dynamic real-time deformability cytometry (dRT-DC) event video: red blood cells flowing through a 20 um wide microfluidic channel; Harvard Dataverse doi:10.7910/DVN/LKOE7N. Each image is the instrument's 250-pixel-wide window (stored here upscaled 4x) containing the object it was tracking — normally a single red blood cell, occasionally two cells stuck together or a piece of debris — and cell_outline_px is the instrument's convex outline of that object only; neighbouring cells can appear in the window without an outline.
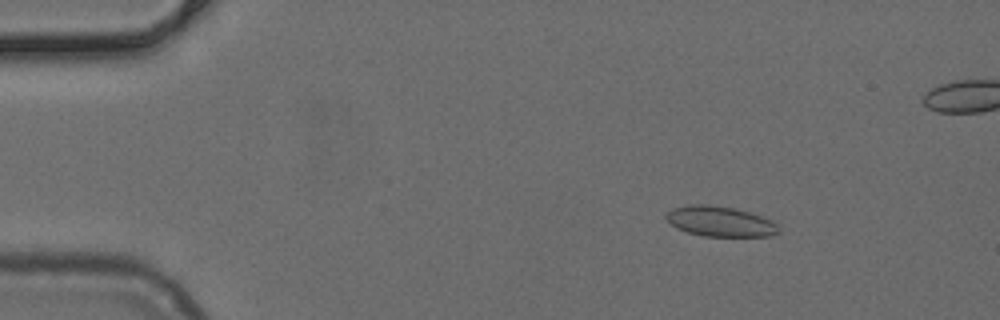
{"species": "common noctule bat (a hibernating species)", "species_latin": "Nyctalus noctula", "temperature_condition": "cold", "stored_images_in_passage": 52, "camera_frame_rate_fps": 3000, "um_per_image_px": 0.085, "animal": {"sex": "female", "body_mass_g": 24.6, "forearm_length_mm": 56.2}, "frame": {"image": 1, "passage_image": 8, "time_ms": 2.333, "image_size_px": [1000, 320], "cell_outline_px": [[780, 232], [772, 236], [704, 236], [688, 232], [676, 228], [664, 216], [672, 208], [692, 204], [708, 204], [732, 208], [748, 212], [772, 220], [780, 228]], "centroid_in_image_um": [61.22, 18.82], "position_along_channel_um": 23.8, "area_um2": 19.71}}
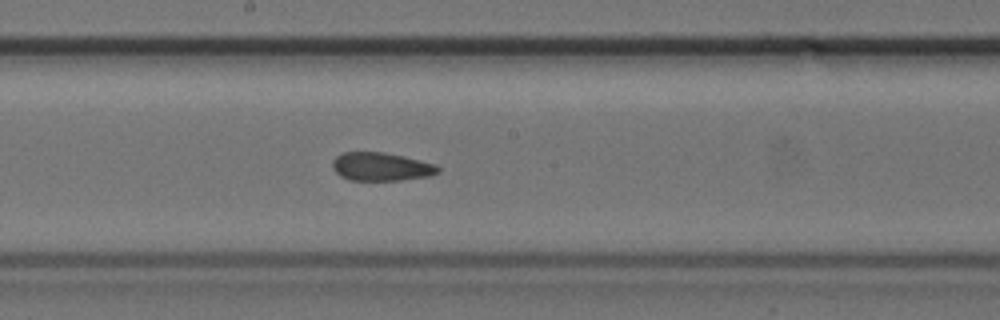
{"frame": {"image": 2, "passage_image": 28, "time_ms": 9.0, "image_size_px": [1000, 320], "cell_outline_px": [[440, 172], [428, 176], [400, 180], [348, 180], [340, 176], [332, 168], [332, 160], [340, 152], [384, 152], [404, 156], [436, 164], [440, 168]], "centroid_in_image_um": [32.37, 14.16], "position_along_channel_um": 215.8, "area_um2": 17.57}}
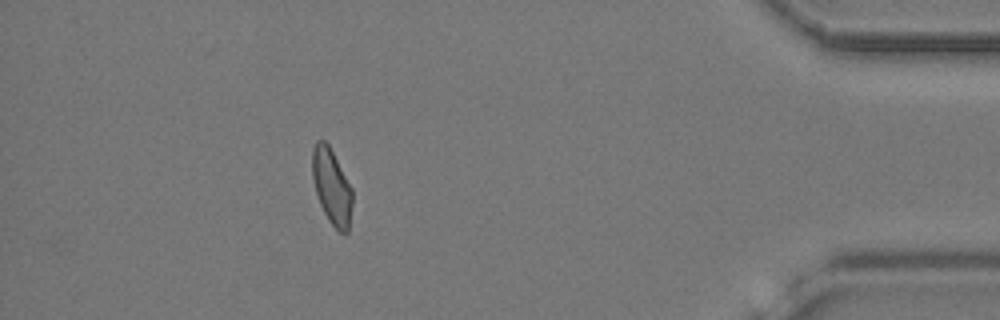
{"frame": {"image": 3, "passage_image": 46, "time_ms": 15.0, "image_size_px": [1000, 320], "cell_outline_px": [[352, 204], [348, 232], [340, 232], [328, 220], [320, 204], [316, 192], [312, 176], [312, 148], [316, 140], [324, 140], [328, 144], [352, 188]], "centroid_in_image_um": [28.18, 15.84], "position_along_channel_um": 407.0, "area_um2": 17.46}}